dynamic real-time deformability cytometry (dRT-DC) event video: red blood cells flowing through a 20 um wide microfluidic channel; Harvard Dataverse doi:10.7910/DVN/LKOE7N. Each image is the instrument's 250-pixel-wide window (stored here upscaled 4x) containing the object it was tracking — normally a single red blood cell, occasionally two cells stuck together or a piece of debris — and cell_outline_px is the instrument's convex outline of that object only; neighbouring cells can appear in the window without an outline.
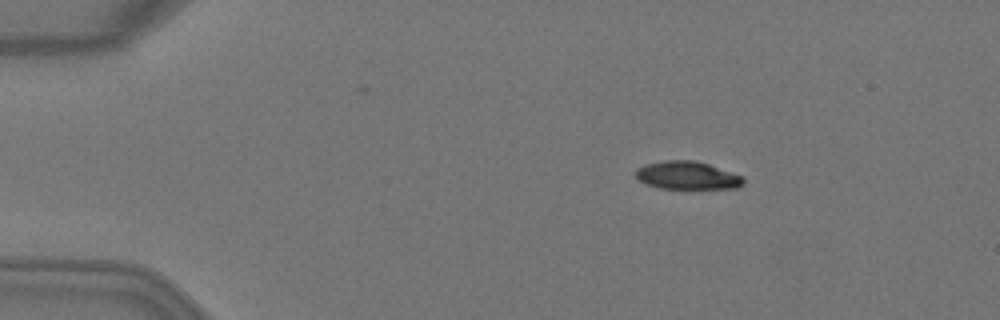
{"species": "Egyptian fruit bat (a non-hibernating species)", "species_latin": "Rousettus aegyptiacus", "temperature_condition": "warm", "stored_images_in_passage": 4, "camera_frame_rate_fps": 3000, "um_per_image_px": 0.085, "animal": {"sex": "female"}, "frame": {"image": 1, "passage_image": 2, "time_ms": 0.333, "image_size_px": [1000, 320], "cell_outline_px": [[744, 184], [736, 188], [660, 188], [648, 184], [640, 180], [636, 176], [636, 168], [644, 164], [664, 160], [692, 160], [708, 164], [744, 176]], "centroid_in_image_um": [58.43, 14.9], "position_along_channel_um": 26.6, "area_um2": 17.46}}
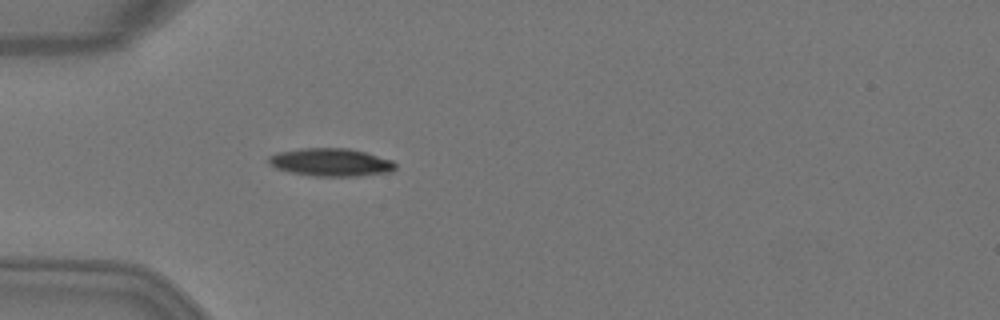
{"frame": {"image": 2, "passage_image": 4, "time_ms": 1.0, "image_size_px": [1000, 320], "cell_outline_px": [[396, 168], [392, 172], [356, 176], [316, 176], [292, 172], [276, 168], [268, 160], [268, 156], [276, 152], [300, 148], [348, 148], [364, 152], [392, 160], [396, 164]], "centroid_in_image_um": [28.13, 13.79], "position_along_channel_um": 56.9, "area_um2": 20.52}}